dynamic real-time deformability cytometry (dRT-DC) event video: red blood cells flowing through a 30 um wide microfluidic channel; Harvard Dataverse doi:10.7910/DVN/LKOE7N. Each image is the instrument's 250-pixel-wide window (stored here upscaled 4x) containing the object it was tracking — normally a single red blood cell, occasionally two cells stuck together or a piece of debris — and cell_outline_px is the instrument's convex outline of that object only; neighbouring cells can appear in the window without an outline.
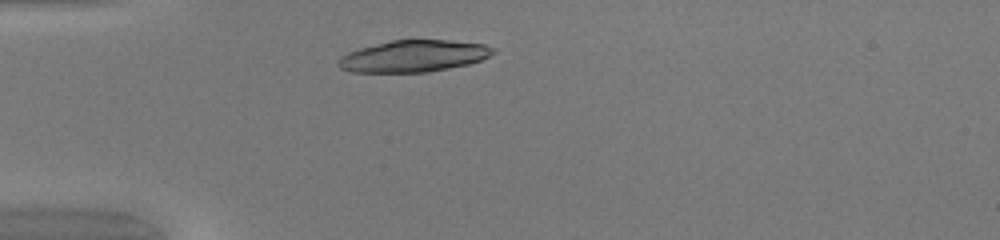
{"species": "common noctule bat (a hibernating species)", "species_latin": "Nyctalus noctula", "temperature_condition": "warm", "stored_images_in_passage": 37, "camera_frame_rate_fps": 3000, "um_per_image_px": 0.085, "animal": {"sex": "female", "body_mass_g": 20.0, "forearm_length_mm": 54.0}, "frame": {"image": 1, "passage_image": 1, "time_ms": 0.0, "image_size_px": [1000, 240], "cell_outline_px": [[496, 52], [480, 60], [468, 64], [428, 72], [352, 72], [340, 68], [336, 64], [340, 56], [348, 52], [360, 48], [392, 40], [448, 40], [484, 44], [496, 48]], "centroid_in_image_um": [35.15, 4.77], "position_along_channel_um": 49.9, "area_um2": 28.55}}